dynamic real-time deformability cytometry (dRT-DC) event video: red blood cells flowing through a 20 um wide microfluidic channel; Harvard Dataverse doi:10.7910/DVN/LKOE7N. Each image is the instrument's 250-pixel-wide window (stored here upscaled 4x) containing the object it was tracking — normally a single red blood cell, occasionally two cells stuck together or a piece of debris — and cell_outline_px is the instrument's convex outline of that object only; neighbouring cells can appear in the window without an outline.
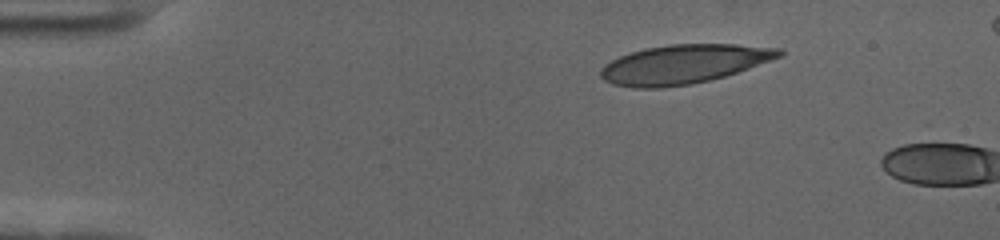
{"species": "human", "species_latin": "Homo sapiens", "temperature_condition": "cold", "stored_images_in_passage": 4, "camera_frame_rate_fps": 3000, "um_per_image_px": 0.085, "donor": {"sex": "female"}, "frame": {"image": 1, "passage_image": 1, "time_ms": 0.0, "image_size_px": [1000, 240], "cell_outline_px": [[784, 56], [724, 76], [692, 84], [660, 88], [636, 88], [612, 84], [604, 80], [600, 76], [600, 68], [604, 64], [620, 56], [644, 48], [668, 44], [736, 44], [780, 48], [784, 52]], "centroid_in_image_um": [58.11, 5.45], "position_along_channel_um": 26.9, "area_um2": 40.63}}